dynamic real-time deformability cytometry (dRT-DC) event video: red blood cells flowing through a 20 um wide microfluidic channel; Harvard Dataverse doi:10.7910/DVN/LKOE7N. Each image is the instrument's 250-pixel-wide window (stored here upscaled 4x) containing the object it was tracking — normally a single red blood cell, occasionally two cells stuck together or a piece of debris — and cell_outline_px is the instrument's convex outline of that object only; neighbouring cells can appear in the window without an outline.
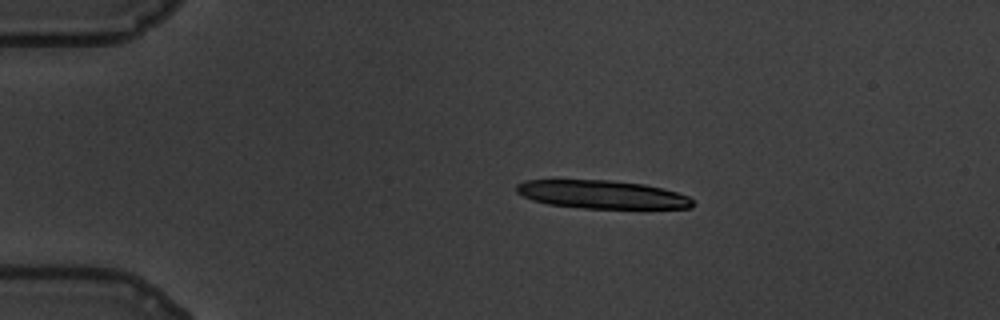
{"species": "common noctule bat (a hibernating species)", "species_latin": "Nyctalus noctula", "temperature_condition": "warm", "stored_images_in_passage": 14, "camera_frame_rate_fps": 3000, "um_per_image_px": 0.085, "animal": {"sex": "male", "body_mass_g": 19.5, "forearm_length_mm": 54.6}, "frame": {"image": 1, "passage_image": 1, "time_ms": 0.0, "image_size_px": [1000, 320], "cell_outline_px": [[696, 204], [692, 208], [584, 208], [548, 204], [532, 200], [516, 192], [516, 184], [524, 180], [608, 180], [644, 184], [676, 192], [688, 196]], "centroid_in_image_um": [51.16, 16.53], "position_along_channel_um": 33.8, "area_um2": 28.9}}
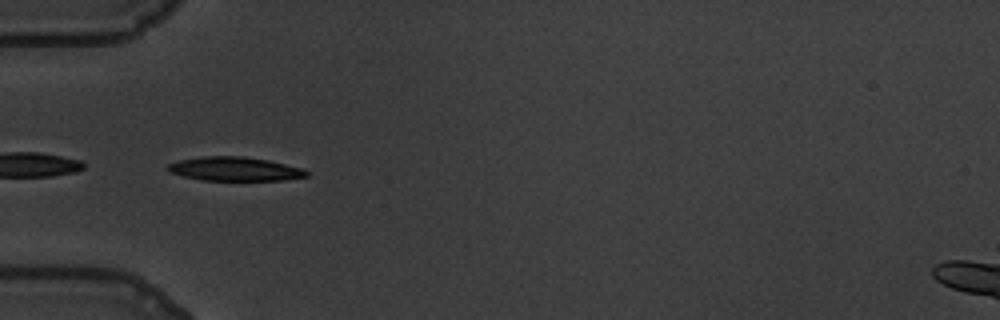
{"frame": {"image": 2, "passage_image": 9, "time_ms": 2.667, "image_size_px": [1000, 320], "cell_outline_px": [[308, 176], [284, 180], [200, 180], [168, 172], [168, 164], [180, 160], [204, 156], [244, 156], [268, 160], [304, 168], [308, 172]], "centroid_in_image_um": [19.98, 14.36], "position_along_channel_um": 65.0, "area_um2": 19.31}}
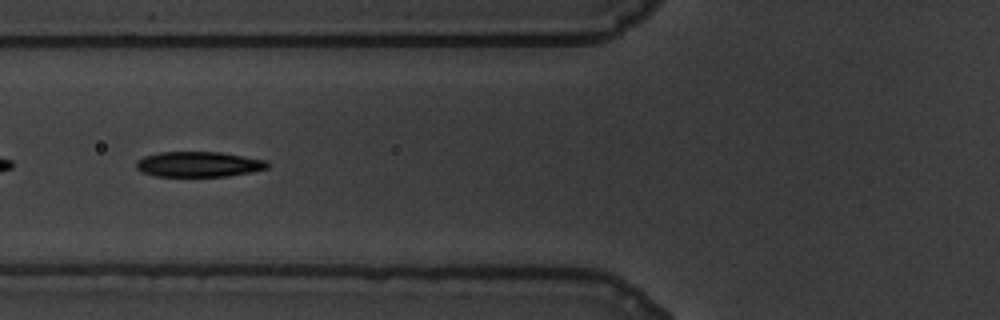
{"frame": {"image": 3, "passage_image": 13, "time_ms": 4.0, "image_size_px": [1000, 320], "cell_outline_px": [[268, 168], [228, 176], [156, 176], [140, 172], [136, 168], [136, 160], [144, 156], [160, 152], [220, 152], [268, 160]], "centroid_in_image_um": [16.85, 13.96], "position_along_channel_um": 108.9, "area_um2": 19.36}}